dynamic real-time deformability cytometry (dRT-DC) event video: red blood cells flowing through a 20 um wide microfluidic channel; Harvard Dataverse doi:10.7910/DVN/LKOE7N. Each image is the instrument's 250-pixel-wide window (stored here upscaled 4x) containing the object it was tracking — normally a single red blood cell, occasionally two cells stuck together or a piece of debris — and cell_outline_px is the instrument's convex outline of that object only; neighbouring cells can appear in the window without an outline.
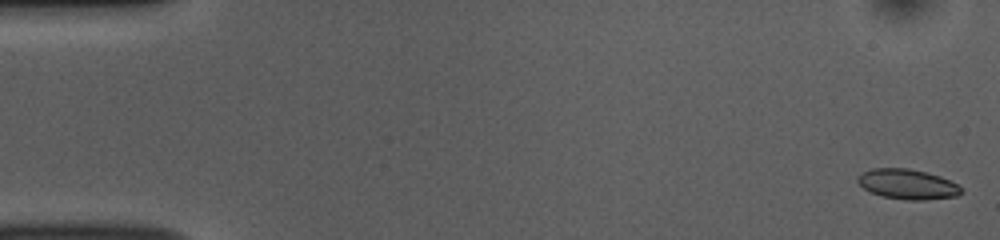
{"species": "common noctule bat (a hibernating species)", "species_latin": "Nyctalus noctula", "temperature_condition": "room temperature", "stored_images_in_passage": 53, "camera_frame_rate_fps": 3000, "um_per_image_px": 0.085, "animal": {"sex": "female", "body_mass_g": 10.0, "forearm_length_mm": 53.1}, "frame": {"image": 1, "passage_image": 1, "time_ms": 0.0, "image_size_px": [1000, 240], "cell_outline_px": [[964, 192], [956, 196], [924, 200], [908, 200], [880, 196], [868, 192], [856, 180], [856, 176], [872, 168], [908, 168], [928, 172], [940, 176], [956, 184]], "centroid_in_image_um": [77.1, 15.65], "position_along_channel_um": 7.9, "area_um2": 18.21}}
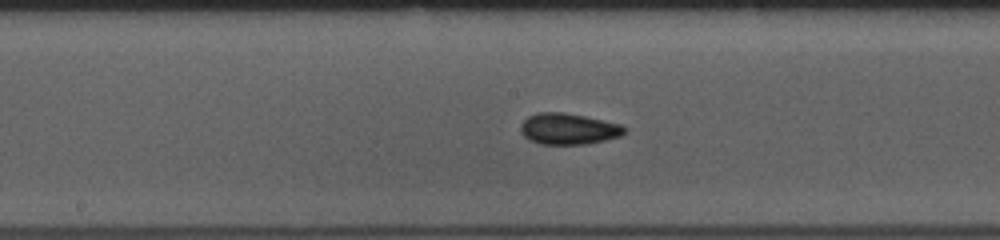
{"frame": {"image": 2, "passage_image": 27, "time_ms": 8.667, "image_size_px": [1000, 240], "cell_outline_px": [[628, 132], [620, 136], [588, 144], [540, 144], [528, 140], [520, 132], [520, 124], [528, 116], [536, 112], [564, 112], [584, 116], [620, 124], [628, 128]], "centroid_in_image_um": [48.31, 10.95], "position_along_channel_um": 199.9, "area_um2": 19.07}}
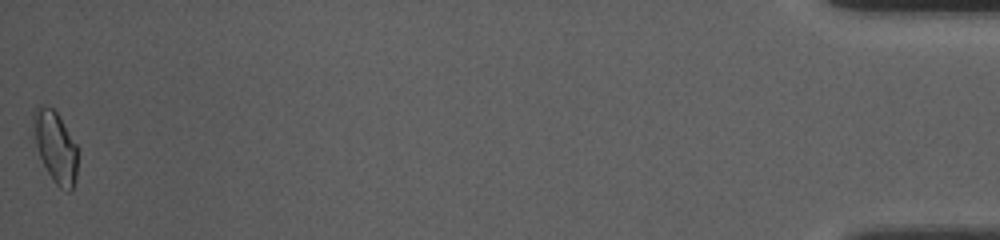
{"frame": {"image": 3, "passage_image": 53, "time_ms": 17.333, "image_size_px": [1000, 240], "cell_outline_px": [[76, 176], [72, 188], [68, 192], [60, 188], [52, 180], [40, 156], [36, 144], [32, 128], [32, 112], [40, 104], [44, 104], [52, 108], [56, 112], [76, 144]], "centroid_in_image_um": [4.67, 12.45], "position_along_channel_um": 430.5, "area_um2": 18.15}, "authors_computed_cell_mechanics": {"area_um2": 17.918, "velocity_mm_per_s": 3.7583, "shape_relaxation_time_tau1_ms": 3.2617, "shape_relaxation_time_tau2_ms": 2.2665, "deformation_change_tau1": 0.1041, "deformation_change_tau2": 0.0709}}